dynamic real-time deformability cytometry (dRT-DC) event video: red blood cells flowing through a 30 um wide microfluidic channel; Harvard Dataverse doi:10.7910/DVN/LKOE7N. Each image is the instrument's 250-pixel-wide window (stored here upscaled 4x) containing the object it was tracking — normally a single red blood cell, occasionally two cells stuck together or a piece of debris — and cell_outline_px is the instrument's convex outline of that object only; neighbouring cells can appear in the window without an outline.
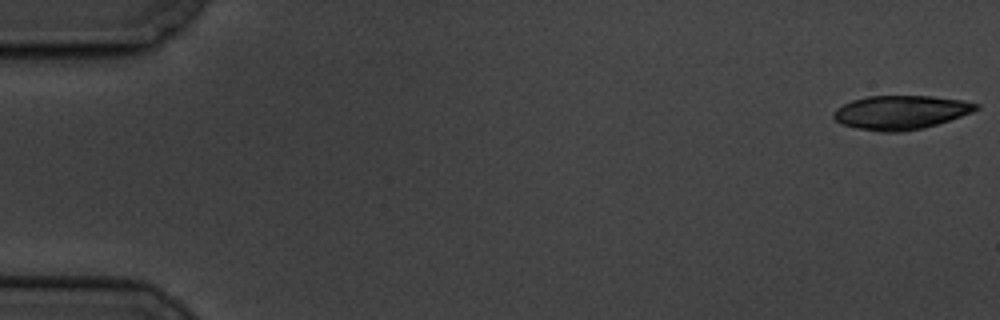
{"species": "common noctule bat (a hibernating species)", "species_latin": "Nyctalus noctula", "temperature_condition": "cold", "stored_images_in_passage": 7, "camera_frame_rate_fps": 3000, "um_per_image_px": 0.085, "animal": {"sex": "male", "body_mass_g": 19.5, "forearm_length_mm": 54.6}, "frame": {"image": 1, "passage_image": 1, "time_ms": 0.0, "image_size_px": [1000, 320], "cell_outline_px": [[980, 108], [972, 112], [924, 128], [900, 132], [880, 132], [840, 124], [832, 116], [832, 112], [836, 108], [852, 100], [868, 96], [932, 96], [960, 100], [980, 104]], "centroid_in_image_um": [76.54, 9.55], "position_along_channel_um": 8.5, "area_um2": 28.03}}
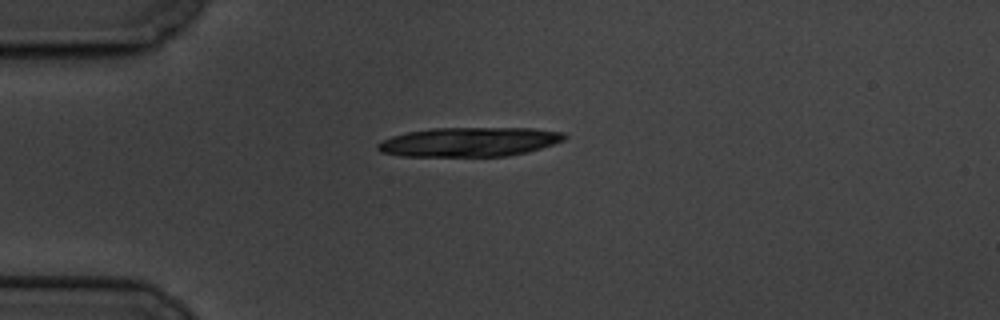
{"frame": {"image": 2, "passage_image": 5, "time_ms": 4.667, "image_size_px": [1000, 320], "cell_outline_px": [[568, 136], [564, 140], [528, 152], [508, 156], [400, 156], [380, 152], [376, 148], [376, 144], [392, 136], [408, 132], [432, 128], [532, 128], [564, 132]], "centroid_in_image_um": [39.89, 12.06], "position_along_channel_um": 45.1, "area_um2": 31.91}}